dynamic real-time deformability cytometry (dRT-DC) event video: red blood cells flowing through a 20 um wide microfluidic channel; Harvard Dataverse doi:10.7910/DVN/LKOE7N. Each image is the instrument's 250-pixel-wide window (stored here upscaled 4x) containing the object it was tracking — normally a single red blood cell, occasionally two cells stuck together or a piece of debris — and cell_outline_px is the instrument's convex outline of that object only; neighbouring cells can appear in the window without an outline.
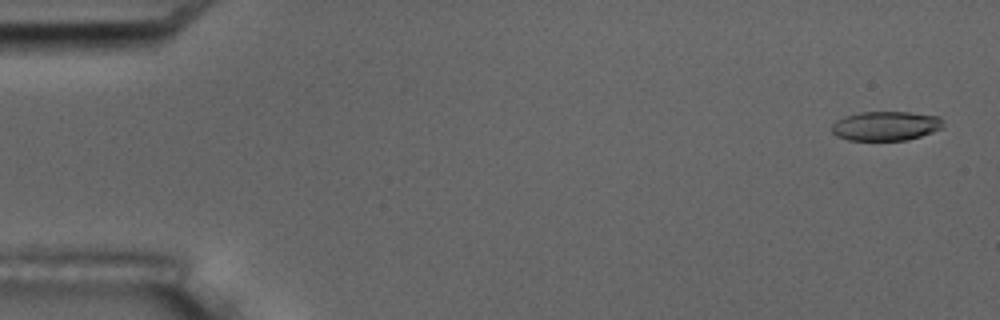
{"species": "common noctule bat (a hibernating species)", "species_latin": "Nyctalus noctula", "temperature_condition": "room temperature", "stored_images_in_passage": 5, "camera_frame_rate_fps": 3000, "um_per_image_px": 0.085, "animal": {"sex": "male", "body_mass_g": 17.5, "forearm_length_mm": 52.3}, "frame": {"image": 1, "passage_image": 1, "time_ms": 0.0, "image_size_px": [1000, 320], "cell_outline_px": [[944, 128], [908, 140], [848, 140], [836, 136], [832, 132], [832, 124], [836, 120], [844, 116], [860, 112], [908, 112], [940, 116], [944, 124]], "centroid_in_image_um": [75.3, 10.7], "position_along_channel_um": 9.7, "area_um2": 19.19}}